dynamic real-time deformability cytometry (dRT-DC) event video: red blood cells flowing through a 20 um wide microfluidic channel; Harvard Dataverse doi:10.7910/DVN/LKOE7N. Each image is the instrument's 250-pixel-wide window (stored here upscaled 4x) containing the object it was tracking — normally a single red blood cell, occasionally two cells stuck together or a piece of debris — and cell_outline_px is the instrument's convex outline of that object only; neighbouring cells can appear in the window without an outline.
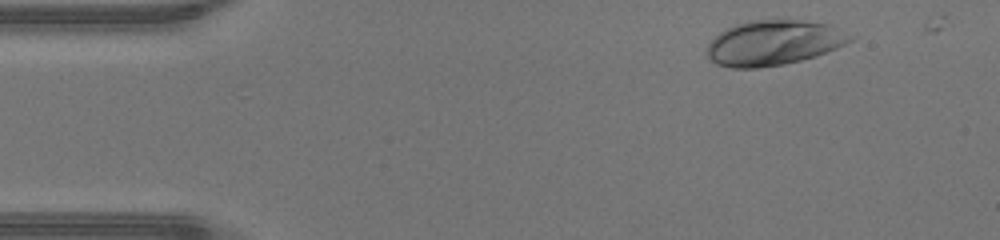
{"species": "human", "species_latin": "Homo sapiens", "temperature_condition": "warm", "stored_images_in_passage": 38, "camera_frame_rate_fps": 3000, "um_per_image_px": 0.085, "donor": {"sex": "male"}, "frame": {"image": 1, "passage_image": 2, "time_ms": 0.333, "image_size_px": [1000, 240], "cell_outline_px": [[856, 36], [852, 40], [836, 48], [816, 56], [784, 64], [756, 68], [732, 68], [716, 64], [704, 52], [708, 44], [720, 32], [736, 24], [748, 20], [776, 16], [828, 24]], "centroid_in_image_um": [65.76, 3.6], "position_along_channel_um": 19.2, "area_um2": 38.32}}
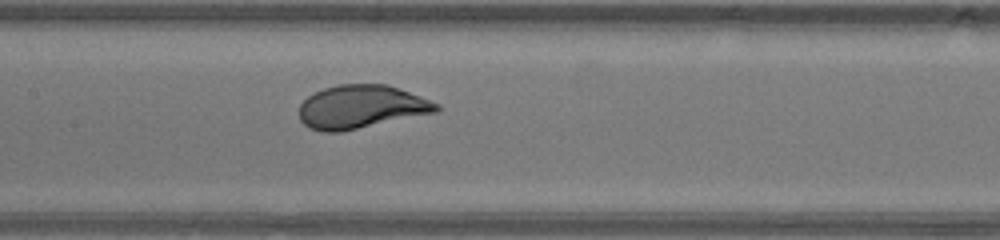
{"frame": {"image": 2, "passage_image": 19, "time_ms": 6.0, "image_size_px": [1000, 240], "cell_outline_px": [[440, 108], [436, 112], [340, 132], [320, 132], [308, 128], [300, 120], [300, 104], [308, 96], [324, 88], [340, 84], [388, 84], [420, 96], [440, 104]], "centroid_in_image_um": [30.68, 9.08], "position_along_channel_um": 176.7, "area_um2": 34.56}}
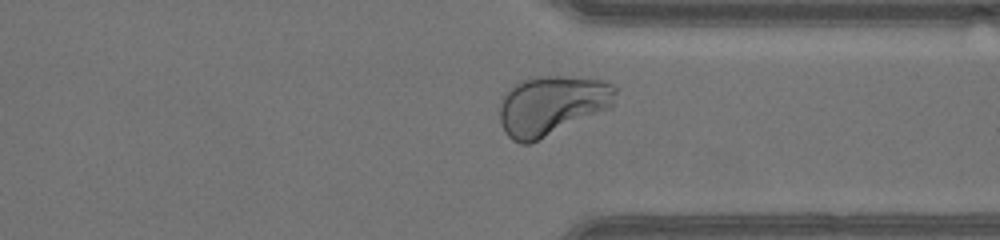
{"frame": {"image": 3, "passage_image": 32, "time_ms": 10.333, "image_size_px": [1000, 240], "cell_outline_px": [[616, 92], [612, 108], [528, 144], [520, 144], [512, 140], [504, 132], [500, 120], [500, 100], [508, 88], [512, 84], [520, 80], [540, 76], [560, 76], [608, 80], [616, 88]], "centroid_in_image_um": [46.9, 8.94], "position_along_channel_um": 364.5, "area_um2": 40.58}, "authors_computed_cell_mechanics": {"area_um2": 34.8823, "velocity_mm_per_s": 4.3625, "shape_relaxation_time_tau1_ms": 1.9011, "shape_relaxation_time_tau2_ms": null, "deformation_change_tau1": 0.158, "deformation_change_tau2": null}}